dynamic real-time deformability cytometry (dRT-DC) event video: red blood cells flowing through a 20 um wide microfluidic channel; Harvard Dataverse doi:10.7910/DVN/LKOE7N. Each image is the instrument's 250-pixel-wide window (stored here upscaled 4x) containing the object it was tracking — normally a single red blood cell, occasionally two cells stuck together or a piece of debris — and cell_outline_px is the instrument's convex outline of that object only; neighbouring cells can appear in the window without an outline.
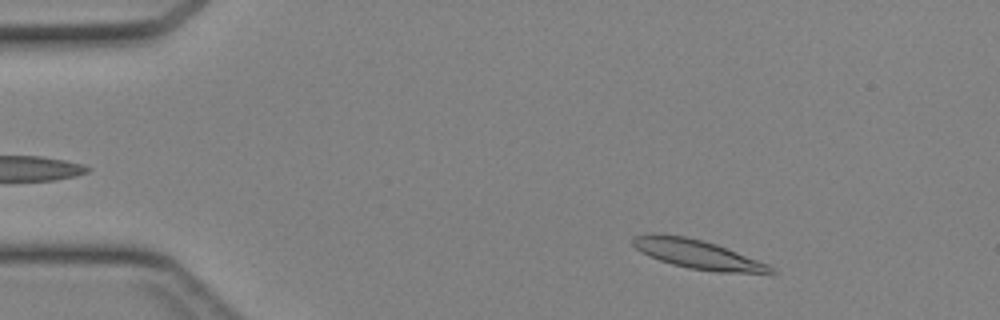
{"species": "Egyptian fruit bat (a non-hibernating species)", "species_latin": "Rousettus aegyptiacus", "temperature_condition": "cold", "stored_images_in_passage": 42, "camera_frame_rate_fps": 3000, "um_per_image_px": 0.085, "animal": {"sex": "female"}, "frame": {"image": 1, "passage_image": 4, "time_ms": 1.0, "image_size_px": [1000, 320], "cell_outline_px": [[776, 272], [716, 272], [688, 268], [672, 264], [648, 256], [636, 248], [632, 244], [632, 236], [652, 232], [656, 232], [684, 236], [704, 240], [716, 244], [768, 264]], "centroid_in_image_um": [59.18, 21.58], "position_along_channel_um": 25.8, "area_um2": 23.18}}
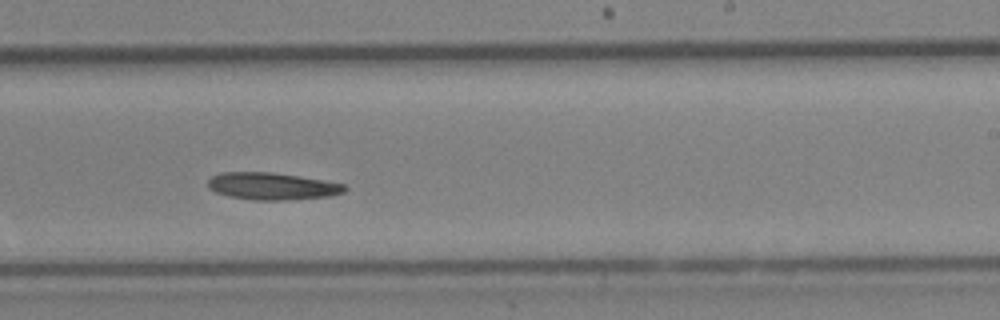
{"frame": {"image": 2, "passage_image": 25, "time_ms": 8.0, "image_size_px": [1000, 320], "cell_outline_px": [[348, 188], [344, 192], [332, 196], [284, 200], [256, 200], [228, 196], [216, 192], [208, 188], [208, 180], [212, 176], [220, 172], [272, 172], [324, 180], [344, 184]], "centroid_in_image_um": [23.13, 15.82], "position_along_channel_um": 265.9, "area_um2": 21.68}}
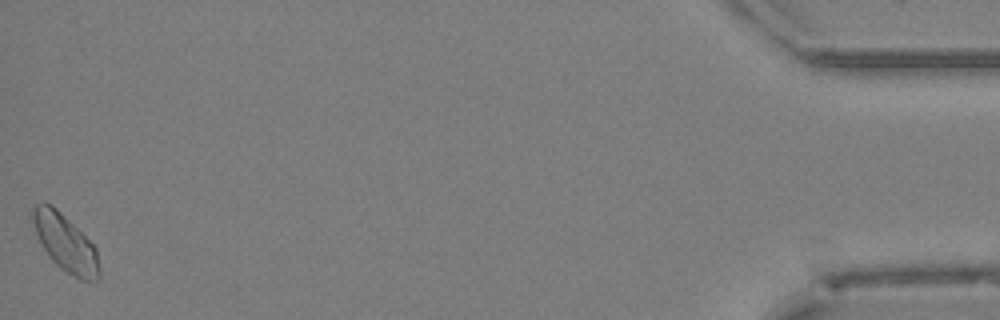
{"frame": {"image": 3, "passage_image": 42, "time_ms": 13.667, "image_size_px": [1000, 320], "cell_outline_px": [[100, 280], [96, 284], [80, 280], [60, 268], [48, 256], [40, 244], [28, 212], [32, 204], [44, 200], [52, 204], [96, 248], [100, 268]], "centroid_in_image_um": [5.51, 20.64], "position_along_channel_um": 429.7, "area_um2": 22.77}}